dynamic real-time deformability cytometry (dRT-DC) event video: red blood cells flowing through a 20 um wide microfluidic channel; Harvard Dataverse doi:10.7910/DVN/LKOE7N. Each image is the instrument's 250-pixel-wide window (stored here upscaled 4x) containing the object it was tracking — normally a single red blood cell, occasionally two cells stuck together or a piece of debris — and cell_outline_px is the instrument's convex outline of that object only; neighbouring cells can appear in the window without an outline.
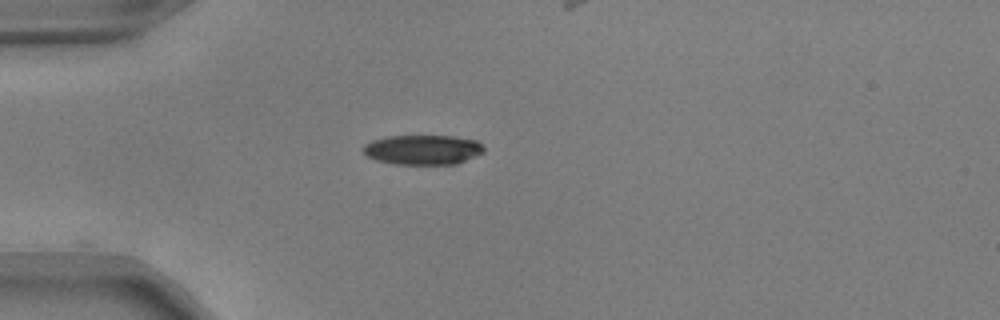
{"species": "common noctule bat (a hibernating species)", "species_latin": "Nyctalus noctula", "temperature_condition": "warm", "stored_images_in_passage": 32, "camera_frame_rate_fps": 3000, "um_per_image_px": 0.085, "animal": {"sex": "male", "body_mass_g": 17.9, "forearm_length_mm": 54.2}, "frame": {"image": 1, "passage_image": 1, "time_ms": 0.0, "image_size_px": [1000, 320], "cell_outline_px": [[484, 152], [456, 164], [396, 164], [376, 160], [368, 156], [364, 152], [364, 144], [372, 140], [388, 136], [452, 136], [476, 140], [484, 148]], "centroid_in_image_um": [35.93, 12.72], "position_along_channel_um": 49.1, "area_um2": 20.75}}
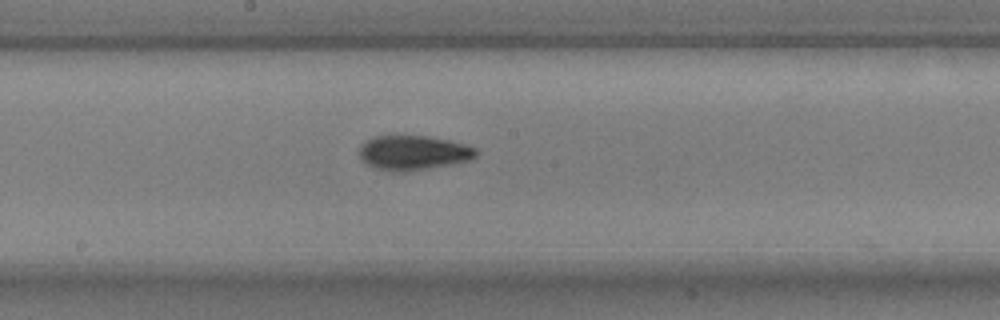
{"frame": {"image": 2, "passage_image": 15, "time_ms": 4.667, "image_size_px": [1000, 320], "cell_outline_px": [[476, 156], [468, 160], [448, 164], [404, 172], [392, 172], [376, 168], [368, 164], [360, 156], [360, 144], [372, 136], [428, 136], [448, 140], [464, 144], [476, 148]], "centroid_in_image_um": [35.09, 12.97], "position_along_channel_um": 213.1, "area_um2": 23.18}}
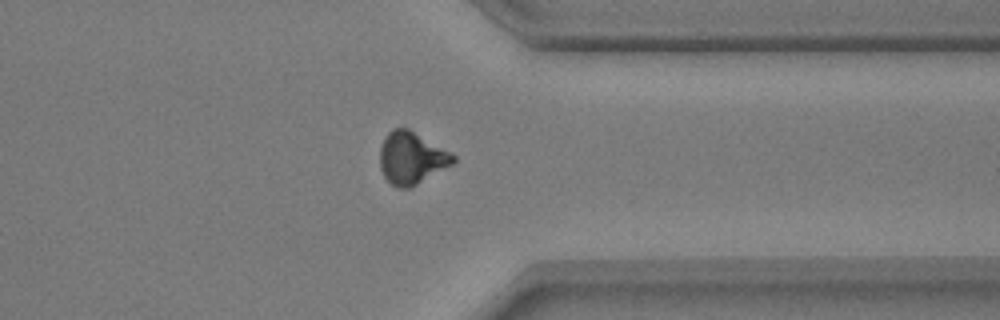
{"frame": {"image": 3, "passage_image": 28, "time_ms": 9.0, "image_size_px": [1000, 320], "cell_outline_px": [[456, 160], [452, 164], [416, 184], [408, 188], [396, 188], [384, 176], [380, 168], [380, 148], [384, 136], [392, 128], [408, 128], [452, 152], [456, 156]], "centroid_in_image_um": [34.97, 13.4], "position_along_channel_um": 376.4, "area_um2": 22.25}}